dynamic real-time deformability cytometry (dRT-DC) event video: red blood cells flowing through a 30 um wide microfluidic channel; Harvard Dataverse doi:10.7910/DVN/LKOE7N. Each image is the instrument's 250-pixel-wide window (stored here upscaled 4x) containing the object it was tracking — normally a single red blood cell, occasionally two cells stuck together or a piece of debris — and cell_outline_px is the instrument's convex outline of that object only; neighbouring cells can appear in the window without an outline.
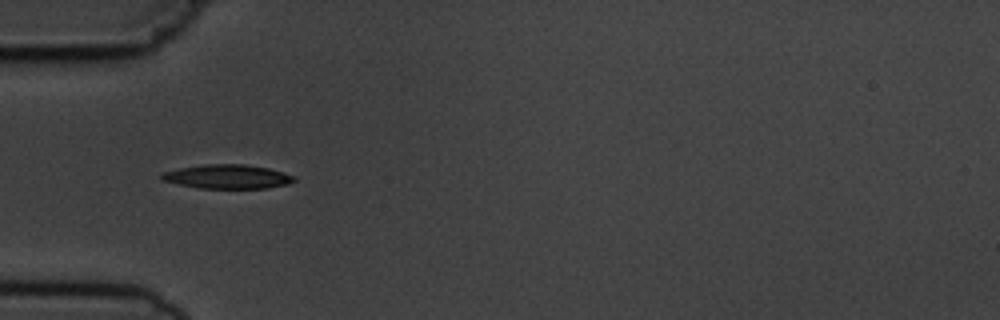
{"species": "common noctule bat (a hibernating species)", "species_latin": "Nyctalus noctula", "temperature_condition": "cold", "stored_images_in_passage": 5, "camera_frame_rate_fps": 3000, "um_per_image_px": 0.085, "animal": {"sex": "male", "body_mass_g": 19.5, "forearm_length_mm": 54.6}, "frame": {"image": 1, "passage_image": 1, "time_ms": 0.0, "image_size_px": [1000, 320], "cell_outline_px": [[296, 180], [288, 184], [268, 188], [200, 188], [160, 180], [160, 176], [164, 172], [180, 168], [204, 164], [244, 164], [268, 168], [284, 172], [296, 176]], "centroid_in_image_um": [19.37, 15.01], "position_along_channel_um": 65.6, "area_um2": 18.55}}
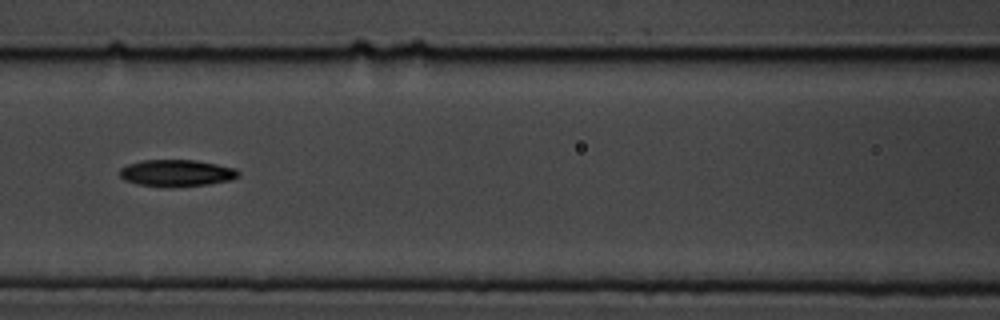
{"frame": {"image": 2, "passage_image": 3, "time_ms": 2.333, "image_size_px": [1000, 320], "cell_outline_px": [[240, 176], [232, 180], [208, 184], [136, 184], [124, 180], [120, 176], [120, 168], [128, 164], [144, 160], [196, 160], [236, 168], [240, 172]], "centroid_in_image_um": [15.05, 14.66], "position_along_channel_um": 151.5, "area_um2": 17.74}}
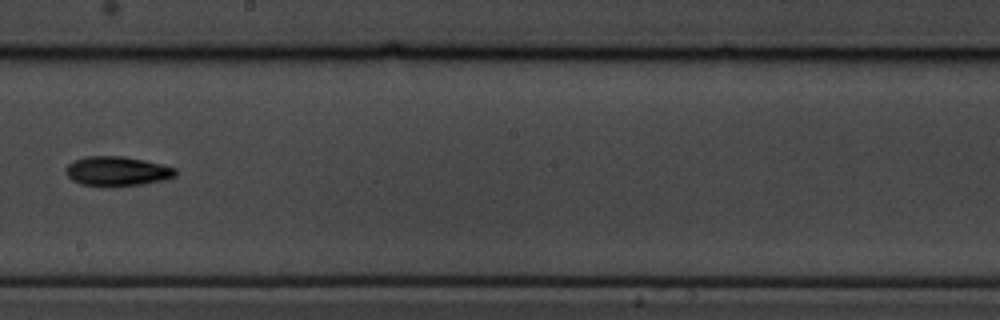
{"frame": {"image": 3, "passage_image": 5, "time_ms": 4.667, "image_size_px": [1000, 320], "cell_outline_px": [[176, 176], [164, 180], [140, 184], [112, 188], [104, 188], [80, 184], [72, 180], [64, 172], [64, 168], [72, 160], [88, 156], [124, 156], [144, 160], [176, 168]], "centroid_in_image_um": [9.89, 14.57], "position_along_channel_um": 238.3, "area_um2": 19.36}}